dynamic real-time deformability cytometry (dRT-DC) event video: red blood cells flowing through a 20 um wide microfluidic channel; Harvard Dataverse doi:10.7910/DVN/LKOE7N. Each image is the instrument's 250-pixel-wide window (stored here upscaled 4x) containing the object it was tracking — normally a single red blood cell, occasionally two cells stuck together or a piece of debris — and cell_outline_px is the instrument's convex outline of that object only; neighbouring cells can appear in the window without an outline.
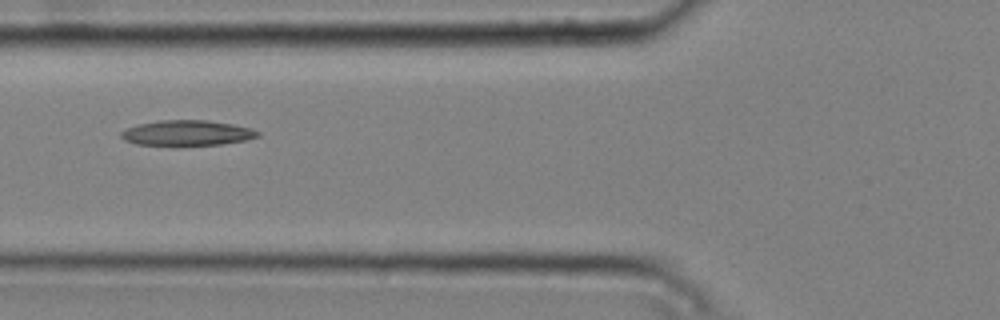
{"species": "common noctule bat (a hibernating species)", "species_latin": "Nyctalus noctula", "temperature_condition": "cold", "stored_images_in_passage": 10, "camera_frame_rate_fps": 3000, "um_per_image_px": 0.085, "animal": {"sex": "male", "body_mass_g": 20.4}, "frame": {"image": 1, "passage_image": 5, "time_ms": 1.333, "image_size_px": [1000, 320], "cell_outline_px": [[260, 136], [248, 140], [224, 144], [180, 148], [176, 148], [136, 144], [124, 140], [120, 136], [120, 132], [136, 124], [160, 120], [208, 120], [232, 124], [252, 128], [260, 132]], "centroid_in_image_um": [15.89, 11.35], "position_along_channel_um": 109.9, "area_um2": 21.33}}
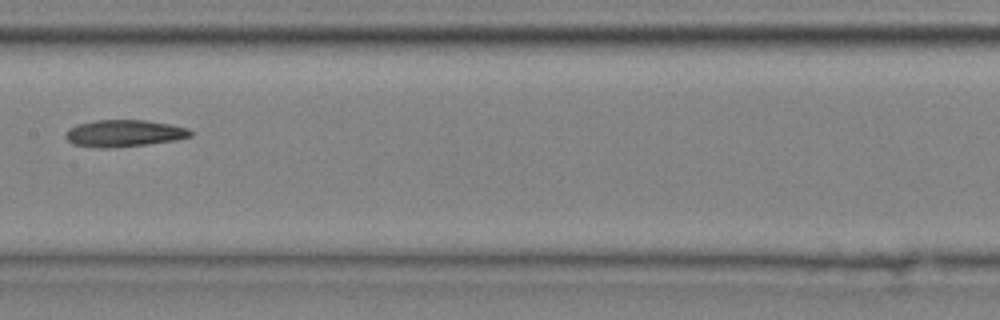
{"frame": {"image": 2, "passage_image": 7, "time_ms": 2.0, "image_size_px": [1000, 320], "cell_outline_px": [[192, 136], [176, 140], [144, 144], [108, 148], [72, 144], [64, 136], [68, 128], [76, 124], [96, 120], [144, 120], [168, 124], [188, 128], [192, 132]], "centroid_in_image_um": [10.52, 11.32], "position_along_channel_um": 196.9, "area_um2": 19.36}}
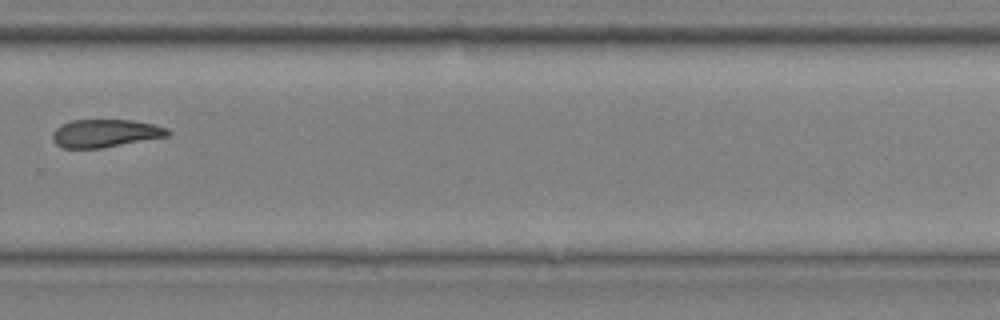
{"frame": {"image": 3, "passage_image": 10, "time_ms": 3.0, "image_size_px": [1000, 320], "cell_outline_px": [[172, 132], [168, 136], [100, 148], [60, 148], [52, 140], [52, 132], [60, 124], [72, 120], [132, 120], [152, 124], [168, 128]], "centroid_in_image_um": [8.91, 11.32], "position_along_channel_um": 320.9, "area_um2": 18.79}}